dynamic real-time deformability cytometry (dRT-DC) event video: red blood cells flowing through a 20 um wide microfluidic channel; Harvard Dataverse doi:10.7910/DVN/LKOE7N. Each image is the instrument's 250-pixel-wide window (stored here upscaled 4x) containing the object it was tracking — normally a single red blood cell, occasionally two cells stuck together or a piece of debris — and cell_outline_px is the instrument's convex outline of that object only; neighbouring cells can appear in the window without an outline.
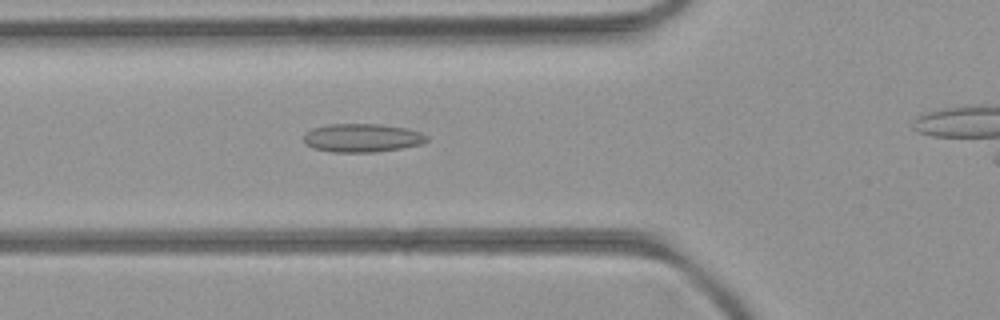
{"species": "common noctule bat (a hibernating species)", "species_latin": "Nyctalus noctula", "temperature_condition": "room temperature", "stored_images_in_passage": 34, "camera_frame_rate_fps": 3000, "um_per_image_px": 0.085, "animal": {"sex": "female", "body_mass_g": 21.9}, "frame": {"image": 1, "passage_image": 10, "time_ms": 3.0, "image_size_px": [1000, 320], "cell_outline_px": [[428, 140], [420, 144], [400, 148], [372, 152], [332, 152], [312, 148], [304, 144], [304, 136], [312, 128], [328, 124], [380, 124], [408, 128], [420, 132], [428, 136]], "centroid_in_image_um": [30.77, 11.71], "position_along_channel_um": 95.0, "area_um2": 20.4}}
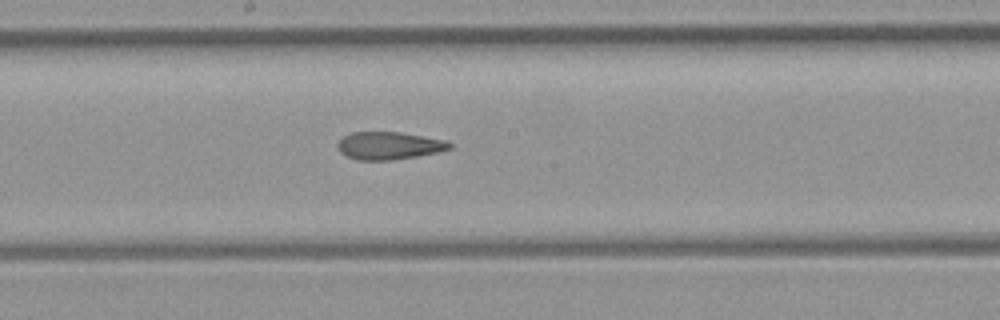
{"frame": {"image": 2, "passage_image": 19, "time_ms": 6.0, "image_size_px": [1000, 320], "cell_outline_px": [[452, 148], [440, 152], [392, 160], [356, 160], [340, 152], [336, 144], [344, 136], [352, 132], [400, 132], [424, 136], [444, 140], [452, 144]], "centroid_in_image_um": [33.07, 12.38], "position_along_channel_um": 215.1, "area_um2": 18.03}}
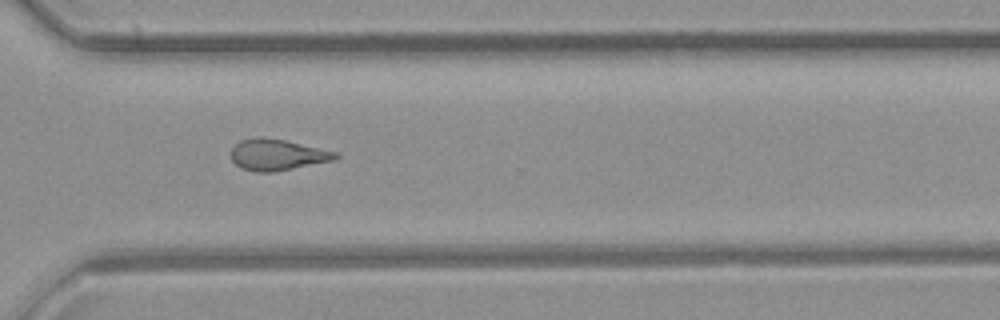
{"frame": {"image": 3, "passage_image": 29, "time_ms": 9.333, "image_size_px": [1000, 320], "cell_outline_px": [[340, 156], [336, 160], [272, 172], [256, 172], [240, 168], [232, 160], [232, 148], [240, 140], [256, 136], [260, 136], [284, 140], [336, 152]], "centroid_in_image_um": [23.55, 13.15], "position_along_channel_um": 347.0, "area_um2": 18.9}}